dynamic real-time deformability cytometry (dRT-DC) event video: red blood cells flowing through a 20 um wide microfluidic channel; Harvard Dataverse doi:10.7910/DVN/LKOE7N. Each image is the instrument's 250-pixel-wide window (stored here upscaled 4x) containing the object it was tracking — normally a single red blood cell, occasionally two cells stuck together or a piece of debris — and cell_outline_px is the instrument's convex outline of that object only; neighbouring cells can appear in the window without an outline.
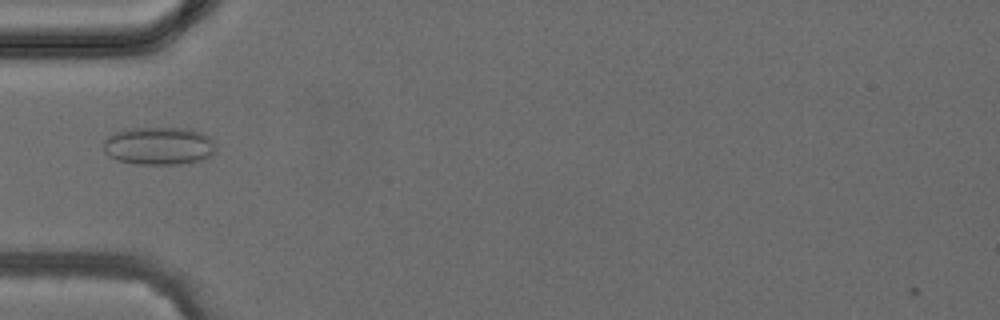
{"species": "common noctule bat (a hibernating species)", "species_latin": "Nyctalus noctula", "temperature_condition": "cold", "stored_images_in_passage": 3, "camera_frame_rate_fps": 3000, "um_per_image_px": 0.085, "animal": {"sex": "female", "body_mass_g": 24.6, "forearm_length_mm": 56.2}, "frame": {"image": 1, "passage_image": 3, "time_ms": 3.667, "image_size_px": [1000, 320], "cell_outline_px": [[216, 152], [200, 160], [180, 164], [136, 164], [116, 160], [108, 156], [104, 152], [104, 140], [112, 132], [124, 128], [188, 128], [200, 132], [208, 136], [212, 140], [216, 148]], "centroid_in_image_um": [13.46, 12.39], "position_along_channel_um": 71.5, "area_um2": 25.09}}